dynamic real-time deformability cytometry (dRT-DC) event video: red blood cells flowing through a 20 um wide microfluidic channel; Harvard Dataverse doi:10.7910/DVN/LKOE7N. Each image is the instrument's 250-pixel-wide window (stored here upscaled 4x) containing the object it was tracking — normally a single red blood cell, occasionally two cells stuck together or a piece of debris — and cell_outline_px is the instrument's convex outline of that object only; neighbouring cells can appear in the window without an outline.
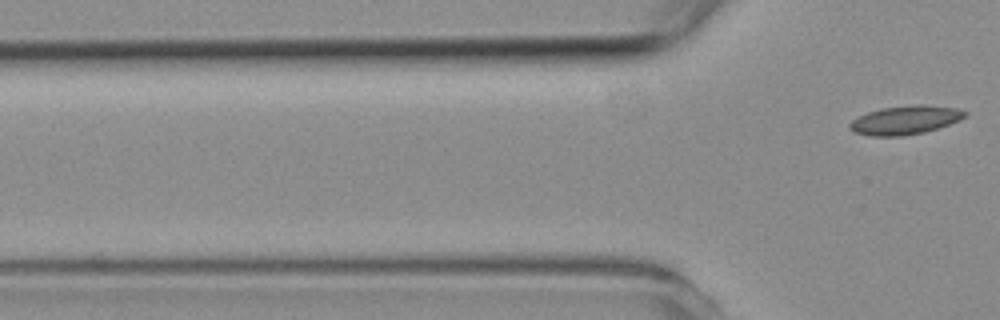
{"species": "common noctule bat (a hibernating species)", "species_latin": "Nyctalus noctula", "temperature_condition": "room temperature", "stored_images_in_passage": 4, "segment_of_instrument_passage": [2, 2], "camera_frame_rate_fps": 3000, "um_per_image_px": 0.085, "animal": {"sex": "female", "body_mass_g": 19.3, "forearm_length_mm": 54.1}, "frame": {"image": 1, "passage_image": 4, "time_ms": 3.333, "image_size_px": [1000, 320], "cell_outline_px": [[968, 112], [960, 120], [924, 132], [900, 136], [868, 136], [856, 132], [848, 128], [848, 124], [852, 120], [868, 112], [884, 108], [920, 104], [956, 108]], "centroid_in_image_um": [76.92, 10.21], "position_along_channel_um": 48.9, "area_um2": 18.96}}